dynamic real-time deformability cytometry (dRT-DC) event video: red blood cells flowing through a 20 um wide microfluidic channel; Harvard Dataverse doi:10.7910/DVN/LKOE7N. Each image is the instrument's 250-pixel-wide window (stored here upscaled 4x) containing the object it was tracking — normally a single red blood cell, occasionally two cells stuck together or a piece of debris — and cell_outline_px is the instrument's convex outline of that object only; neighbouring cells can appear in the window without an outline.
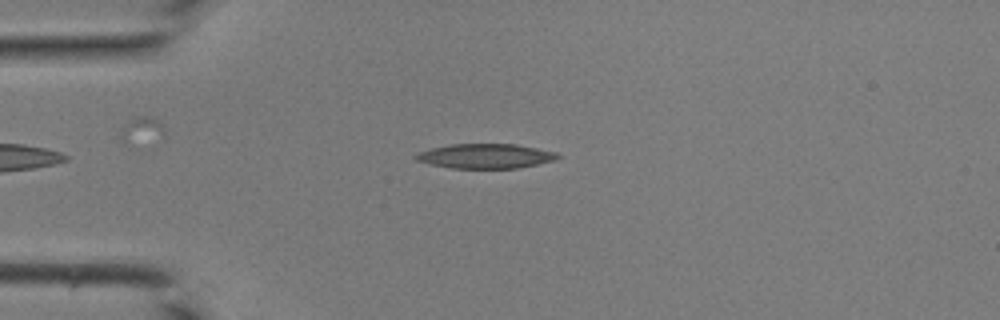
{"species": "common noctule bat (a hibernating species)", "species_latin": "Nyctalus noctula", "temperature_condition": "room temperature", "stored_images_in_passage": 33, "camera_frame_rate_fps": 3000, "um_per_image_px": 0.085, "animal": {"sex": "male", "body_mass_g": 19.0, "forearm_length_mm": 50.8}, "frame": {"image": 1, "passage_image": 2, "time_ms": 0.333, "image_size_px": [1000, 320], "cell_outline_px": [[560, 156], [556, 160], [516, 168], [452, 168], [432, 164], [416, 160], [412, 156], [420, 152], [432, 148], [452, 144], [516, 144], [556, 152]], "centroid_in_image_um": [41.27, 13.26], "position_along_channel_um": 43.7, "area_um2": 20.11}}
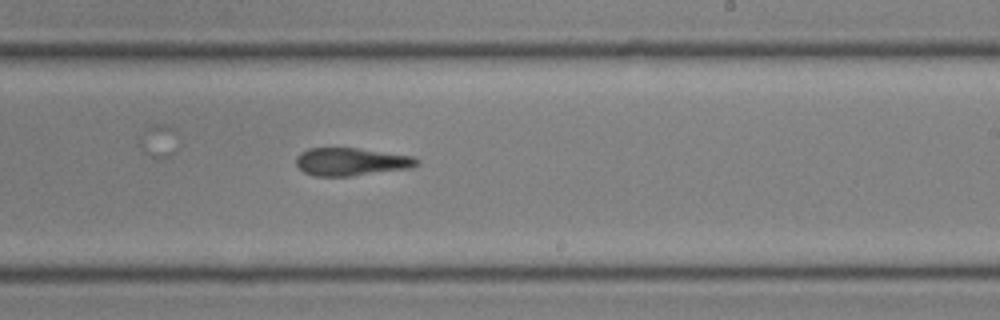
{"frame": {"image": 2, "passage_image": 17, "time_ms": 5.333, "image_size_px": [1000, 320], "cell_outline_px": [[420, 164], [412, 168], [352, 176], [316, 176], [304, 172], [296, 164], [296, 156], [300, 152], [308, 148], [356, 148], [412, 156], [420, 160]], "centroid_in_image_um": [29.86, 13.75], "position_along_channel_um": 259.1, "area_um2": 19.65}}
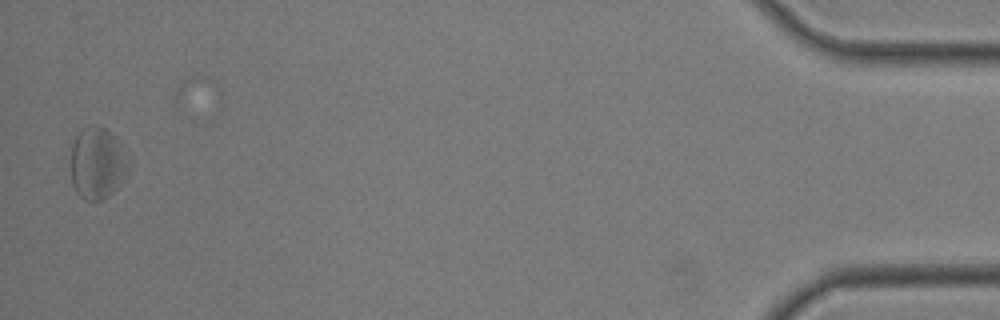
{"frame": {"image": 3, "passage_image": 33, "time_ms": 10.667, "image_size_px": [1000, 320], "cell_outline_px": [[132, 168], [116, 188], [108, 196], [100, 200], [84, 200], [76, 192], [72, 184], [72, 144], [76, 136], [88, 124], [92, 124], [104, 128], [116, 136], [132, 164]], "centroid_in_image_um": [8.32, 13.86], "position_along_channel_um": 426.9, "area_um2": 24.39}}